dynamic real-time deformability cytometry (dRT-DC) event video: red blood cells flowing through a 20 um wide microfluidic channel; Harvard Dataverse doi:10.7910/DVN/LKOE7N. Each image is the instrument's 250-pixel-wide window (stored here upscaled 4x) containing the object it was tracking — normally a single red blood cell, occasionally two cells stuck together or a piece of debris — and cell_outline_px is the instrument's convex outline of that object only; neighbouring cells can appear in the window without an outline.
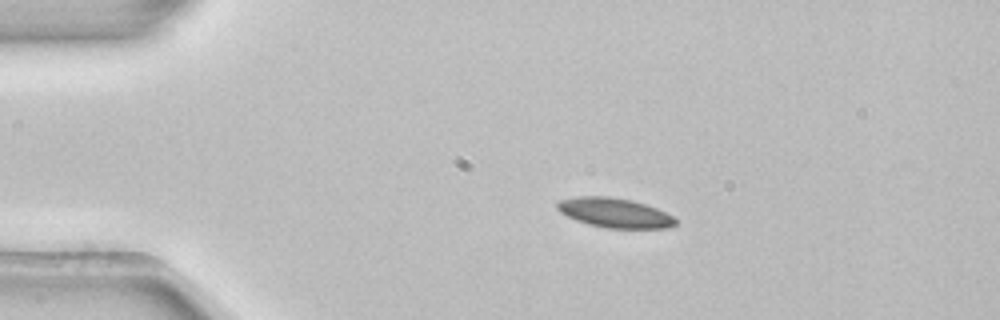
{"species": "common noctule bat (a hibernating species)", "species_latin": "Nyctalus noctula", "temperature_condition": "room temperature", "stored_images_in_passage": 2, "camera_frame_rate_fps": 3000, "um_per_image_px": 0.085, "animal": {"sex": "female", "body_mass_g": 22.7, "forearm_length_mm": 54.2}, "frame": {"image": 1, "passage_image": 1, "time_ms": 0.0, "image_size_px": [1000, 320], "cell_outline_px": [[676, 224], [668, 228], [608, 228], [588, 224], [576, 220], [560, 212], [556, 208], [556, 204], [560, 200], [576, 196], [608, 196], [632, 200], [656, 208], [672, 216], [676, 220]], "centroid_in_image_um": [52.22, 18.08], "position_along_channel_um": 32.8, "area_um2": 20.29}}